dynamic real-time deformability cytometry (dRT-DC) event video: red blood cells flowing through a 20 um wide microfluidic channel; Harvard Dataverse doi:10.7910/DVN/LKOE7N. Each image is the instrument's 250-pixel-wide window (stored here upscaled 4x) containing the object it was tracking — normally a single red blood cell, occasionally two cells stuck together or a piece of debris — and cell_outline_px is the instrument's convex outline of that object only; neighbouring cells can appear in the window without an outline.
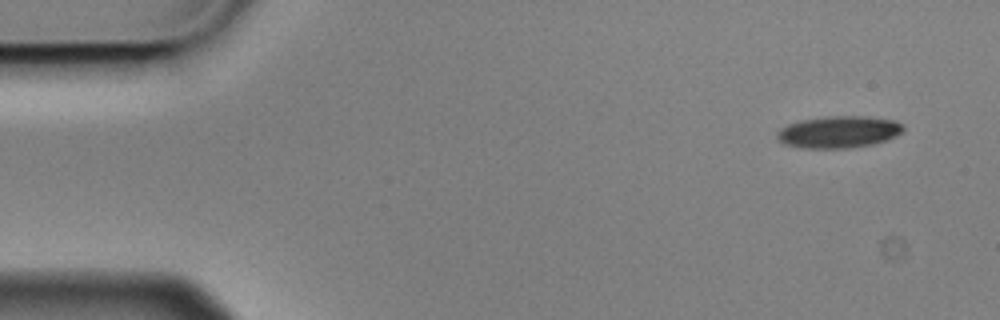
{"species": "Egyptian fruit bat (a non-hibernating species)", "species_latin": "Rousettus aegyptiacus", "temperature_condition": "cold", "stored_images_in_passage": 10, "camera_frame_rate_fps": 3000, "um_per_image_px": 0.085, "animal": {"sex": "male"}, "frame": {"image": 1, "passage_image": 1, "time_ms": 0.0, "image_size_px": [1000, 320], "cell_outline_px": [[904, 128], [896, 136], [872, 144], [848, 148], [808, 148], [784, 144], [776, 136], [776, 132], [780, 128], [788, 124], [800, 120], [828, 116], [864, 116], [896, 120], [904, 124]], "centroid_in_image_um": [71.29, 11.2], "position_along_channel_um": 13.7, "area_um2": 23.41}}
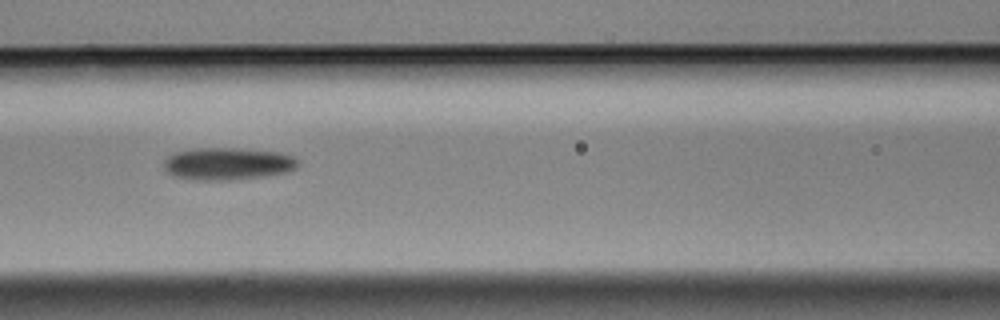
{"frame": {"image": 2, "passage_image": 6, "time_ms": 1.667, "image_size_px": [1000, 320], "cell_outline_px": [[300, 164], [296, 168], [288, 172], [268, 176], [232, 180], [188, 180], [172, 176], [164, 168], [164, 160], [168, 156], [176, 152], [192, 148], [240, 148], [280, 152], [292, 156], [300, 160]], "centroid_in_image_um": [19.37, 13.92], "position_along_channel_um": 147.2, "area_um2": 25.84}}
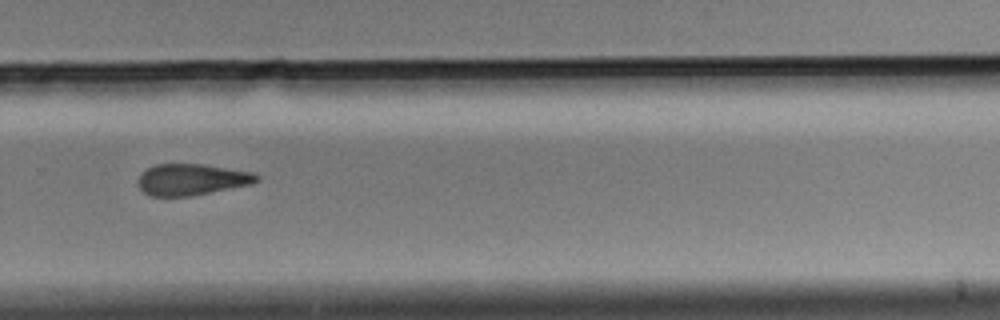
{"frame": {"image": 3, "passage_image": 10, "time_ms": 3.0, "image_size_px": [1000, 320], "cell_outline_px": [[260, 180], [252, 184], [188, 196], [152, 196], [144, 192], [140, 188], [140, 176], [148, 168], [156, 164], [204, 164], [252, 172], [260, 176]], "centroid_in_image_um": [16.34, 15.25], "position_along_channel_um": 313.5, "area_um2": 21.33}}